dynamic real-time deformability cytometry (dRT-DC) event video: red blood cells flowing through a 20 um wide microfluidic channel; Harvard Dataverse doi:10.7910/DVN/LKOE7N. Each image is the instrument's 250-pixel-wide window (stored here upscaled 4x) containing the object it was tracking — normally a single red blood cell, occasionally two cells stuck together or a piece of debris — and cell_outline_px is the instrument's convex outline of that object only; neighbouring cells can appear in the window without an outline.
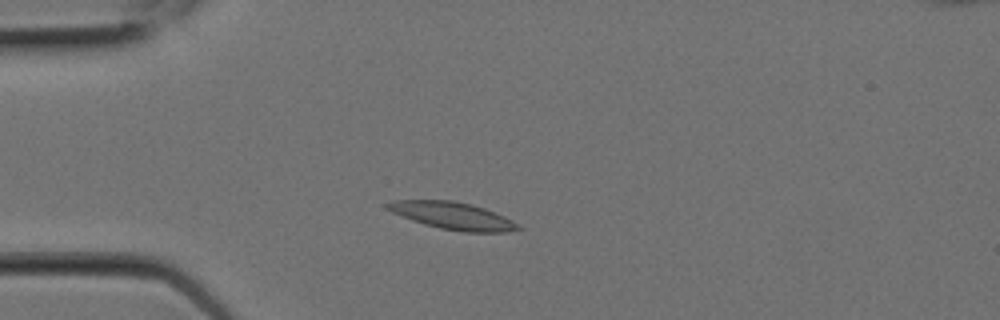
{"species": "Egyptian fruit bat (a non-hibernating species)", "species_latin": "Rousettus aegyptiacus", "temperature_condition": "room temperature", "stored_images_in_passage": 6, "camera_frame_rate_fps": 3000, "um_per_image_px": 0.085, "animal": {"sex": "female"}, "frame": {"image": 1, "passage_image": 4, "time_ms": 1.0, "image_size_px": [1000, 320], "cell_outline_px": [[524, 228], [508, 232], [464, 232], [440, 228], [424, 224], [412, 220], [392, 212], [384, 204], [392, 200], [452, 200], [472, 204], [484, 208], [504, 216], [520, 224]], "centroid_in_image_um": [38.52, 18.34], "position_along_channel_um": 46.5, "area_um2": 20.81}}
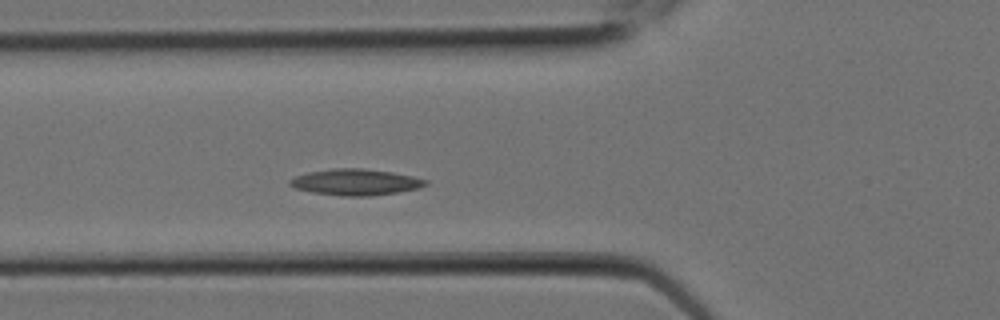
{"frame": {"image": 2, "passage_image": 6, "time_ms": 1.667, "image_size_px": [1000, 320], "cell_outline_px": [[428, 184], [420, 188], [396, 192], [368, 196], [340, 196], [312, 192], [296, 188], [288, 184], [288, 180], [296, 176], [308, 172], [332, 168], [364, 168], [392, 172], [412, 176], [428, 180]], "centroid_in_image_um": [30.22, 15.47], "position_along_channel_um": 95.6, "area_um2": 20.75}}